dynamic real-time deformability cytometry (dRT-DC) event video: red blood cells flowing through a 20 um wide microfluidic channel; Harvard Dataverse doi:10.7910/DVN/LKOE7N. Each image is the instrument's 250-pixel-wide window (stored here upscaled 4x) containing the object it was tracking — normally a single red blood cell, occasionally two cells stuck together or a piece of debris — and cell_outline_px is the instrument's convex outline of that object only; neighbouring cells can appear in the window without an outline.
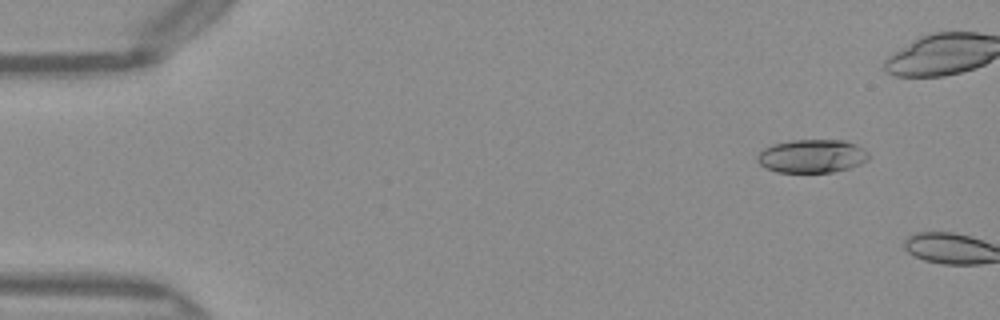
{"species": "Egyptian fruit bat (a non-hibernating species)", "species_latin": "Rousettus aegyptiacus", "temperature_condition": "warm", "stored_images_in_passage": 5, "camera_frame_rate_fps": 3000, "um_per_image_px": 0.085, "frame": {"image": 1, "passage_image": 3, "time_ms": 0.667, "image_size_px": [1000, 320], "cell_outline_px": [[868, 160], [860, 164], [848, 168], [832, 172], [776, 172], [764, 168], [756, 160], [756, 156], [764, 148], [772, 144], [792, 140], [844, 140], [864, 148], [868, 152]], "centroid_in_image_um": [68.99, 13.27], "position_along_channel_um": 16.0, "area_um2": 21.73}}